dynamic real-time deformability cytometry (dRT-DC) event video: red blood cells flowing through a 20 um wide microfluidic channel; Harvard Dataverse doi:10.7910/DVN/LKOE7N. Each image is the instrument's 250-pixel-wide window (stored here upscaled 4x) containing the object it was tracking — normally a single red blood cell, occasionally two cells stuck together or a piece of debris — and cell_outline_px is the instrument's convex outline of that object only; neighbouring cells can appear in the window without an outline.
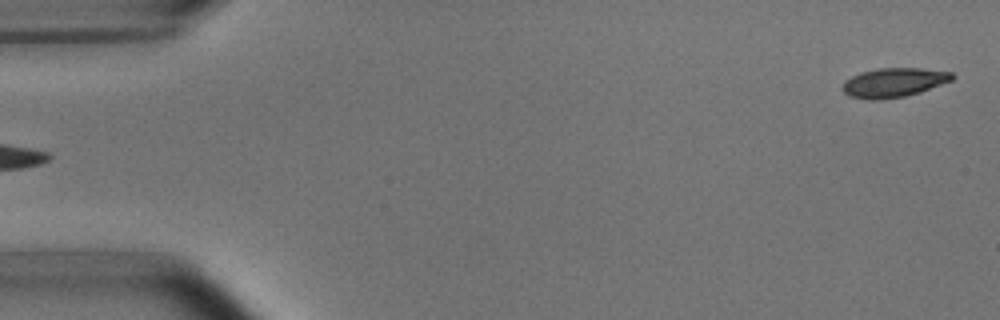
{"species": "common noctule bat (a hibernating species)", "species_latin": "Nyctalus noctula", "temperature_condition": "room temperature", "stored_images_in_passage": 6, "segment_of_instrument_passage": [2, 2], "camera_frame_rate_fps": 3000, "um_per_image_px": 0.085, "animal": {"sex": "male", "body_mass_g": 15.6}, "frame": {"image": 1, "passage_image": 6, "time_ms": 5.667, "image_size_px": [1000, 320], "cell_outline_px": [[956, 76], [952, 80], [920, 92], [904, 96], [880, 100], [868, 100], [848, 96], [840, 88], [844, 80], [860, 72], [876, 68], [920, 68], [952, 72]], "centroid_in_image_um": [75.92, 7.02], "position_along_channel_um": 9.1, "area_um2": 18.9}}